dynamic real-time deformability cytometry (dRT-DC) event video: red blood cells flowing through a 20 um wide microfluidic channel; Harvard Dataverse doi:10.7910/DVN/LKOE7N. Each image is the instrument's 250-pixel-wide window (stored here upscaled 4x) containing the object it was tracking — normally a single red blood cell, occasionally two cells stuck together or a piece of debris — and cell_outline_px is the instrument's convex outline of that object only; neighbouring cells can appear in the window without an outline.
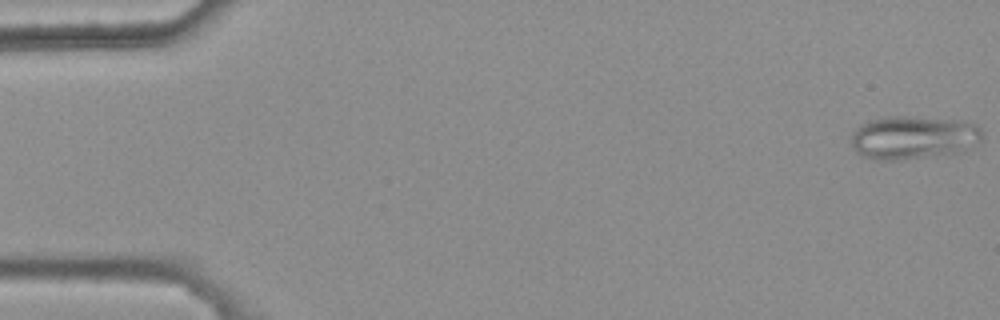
{"species": "common noctule bat (a hibernating species)", "species_latin": "Nyctalus noctula", "temperature_condition": "warm", "stored_images_in_passage": 48, "camera_frame_rate_fps": 3000, "um_per_image_px": 0.085, "animal": {"sex": "female", "body_mass_g": 25.1}, "frame": {"image": 1, "passage_image": 1, "time_ms": 0.0, "image_size_px": [1000, 320], "cell_outline_px": [[984, 140], [964, 152], [892, 160], [876, 160], [860, 156], [852, 148], [852, 132], [860, 124], [872, 120], [888, 116], [908, 116], [960, 120], [976, 124], [980, 128], [984, 136]], "centroid_in_image_um": [77.67, 11.69], "position_along_channel_um": 7.3, "area_um2": 33.52}}
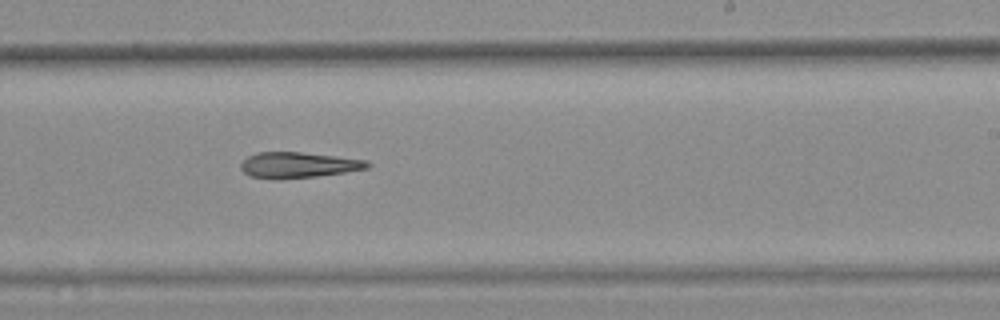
{"frame": {"image": 2, "passage_image": 33, "time_ms": 10.667, "image_size_px": [1000, 320], "cell_outline_px": [[372, 164], [368, 168], [344, 172], [316, 176], [252, 176], [244, 172], [240, 168], [240, 164], [248, 156], [256, 152], [300, 152], [368, 160]], "centroid_in_image_um": [25.42, 13.97], "position_along_channel_um": 263.6, "area_um2": 18.03}}
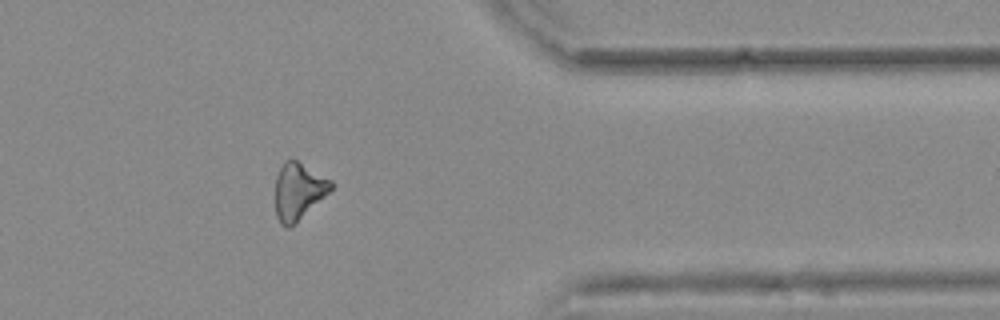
{"frame": {"image": 3, "passage_image": 44, "time_ms": 14.333, "image_size_px": [1000, 320], "cell_outline_px": [[336, 184], [324, 196], [288, 228], [280, 224], [276, 216], [276, 176], [284, 160], [296, 160], [332, 180]], "centroid_in_image_um": [25.36, 16.22], "position_along_channel_um": 386.0, "area_um2": 17.98}}